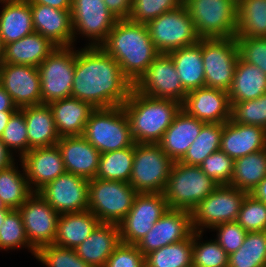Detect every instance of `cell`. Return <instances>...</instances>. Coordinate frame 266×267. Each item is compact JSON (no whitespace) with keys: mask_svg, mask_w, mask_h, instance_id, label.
I'll list each match as a JSON object with an SVG mask.
<instances>
[{"mask_svg":"<svg viewBox=\"0 0 266 267\" xmlns=\"http://www.w3.org/2000/svg\"><path fill=\"white\" fill-rule=\"evenodd\" d=\"M132 88L119 64L100 46L76 50L72 97L95 109L111 108L122 106Z\"/></svg>","mask_w":266,"mask_h":267,"instance_id":"6da1fadb","label":"cell"},{"mask_svg":"<svg viewBox=\"0 0 266 267\" xmlns=\"http://www.w3.org/2000/svg\"><path fill=\"white\" fill-rule=\"evenodd\" d=\"M100 47L119 64L123 75L134 85L160 54L146 24L117 20Z\"/></svg>","mask_w":266,"mask_h":267,"instance_id":"7a4b0ae2","label":"cell"},{"mask_svg":"<svg viewBox=\"0 0 266 267\" xmlns=\"http://www.w3.org/2000/svg\"><path fill=\"white\" fill-rule=\"evenodd\" d=\"M122 107L134 142L158 144L182 109V103L143 95L132 88Z\"/></svg>","mask_w":266,"mask_h":267,"instance_id":"3957f363","label":"cell"},{"mask_svg":"<svg viewBox=\"0 0 266 267\" xmlns=\"http://www.w3.org/2000/svg\"><path fill=\"white\" fill-rule=\"evenodd\" d=\"M219 185L200 166L174 162L163 195L169 209L192 211Z\"/></svg>","mask_w":266,"mask_h":267,"instance_id":"277c9868","label":"cell"},{"mask_svg":"<svg viewBox=\"0 0 266 267\" xmlns=\"http://www.w3.org/2000/svg\"><path fill=\"white\" fill-rule=\"evenodd\" d=\"M82 135L101 154L131 147L135 143L122 106L95 109Z\"/></svg>","mask_w":266,"mask_h":267,"instance_id":"5b68a950","label":"cell"},{"mask_svg":"<svg viewBox=\"0 0 266 267\" xmlns=\"http://www.w3.org/2000/svg\"><path fill=\"white\" fill-rule=\"evenodd\" d=\"M200 38H230L237 32V0H183Z\"/></svg>","mask_w":266,"mask_h":267,"instance_id":"8992f818","label":"cell"},{"mask_svg":"<svg viewBox=\"0 0 266 267\" xmlns=\"http://www.w3.org/2000/svg\"><path fill=\"white\" fill-rule=\"evenodd\" d=\"M137 194L129 183L93 178L89 180L88 209L101 223L119 224Z\"/></svg>","mask_w":266,"mask_h":267,"instance_id":"52a82bcc","label":"cell"},{"mask_svg":"<svg viewBox=\"0 0 266 267\" xmlns=\"http://www.w3.org/2000/svg\"><path fill=\"white\" fill-rule=\"evenodd\" d=\"M173 163L159 144L134 143L129 184L138 193H163Z\"/></svg>","mask_w":266,"mask_h":267,"instance_id":"ba28073f","label":"cell"},{"mask_svg":"<svg viewBox=\"0 0 266 267\" xmlns=\"http://www.w3.org/2000/svg\"><path fill=\"white\" fill-rule=\"evenodd\" d=\"M205 87L228 92L239 59L235 37L201 38Z\"/></svg>","mask_w":266,"mask_h":267,"instance_id":"9c48e42d","label":"cell"},{"mask_svg":"<svg viewBox=\"0 0 266 267\" xmlns=\"http://www.w3.org/2000/svg\"><path fill=\"white\" fill-rule=\"evenodd\" d=\"M75 46L57 47L39 66L41 104L72 97Z\"/></svg>","mask_w":266,"mask_h":267,"instance_id":"30bf717a","label":"cell"},{"mask_svg":"<svg viewBox=\"0 0 266 267\" xmlns=\"http://www.w3.org/2000/svg\"><path fill=\"white\" fill-rule=\"evenodd\" d=\"M247 194L230 185H219L191 211L193 230L204 232L218 224L236 221Z\"/></svg>","mask_w":266,"mask_h":267,"instance_id":"8fae6325","label":"cell"},{"mask_svg":"<svg viewBox=\"0 0 266 267\" xmlns=\"http://www.w3.org/2000/svg\"><path fill=\"white\" fill-rule=\"evenodd\" d=\"M146 25L150 38L160 53L193 45L200 39L184 5L158 16Z\"/></svg>","mask_w":266,"mask_h":267,"instance_id":"7c38bea8","label":"cell"},{"mask_svg":"<svg viewBox=\"0 0 266 267\" xmlns=\"http://www.w3.org/2000/svg\"><path fill=\"white\" fill-rule=\"evenodd\" d=\"M71 17L74 46L80 35L87 38L88 47L100 46L118 20L103 0H72Z\"/></svg>","mask_w":266,"mask_h":267,"instance_id":"4fadbf2b","label":"cell"},{"mask_svg":"<svg viewBox=\"0 0 266 267\" xmlns=\"http://www.w3.org/2000/svg\"><path fill=\"white\" fill-rule=\"evenodd\" d=\"M167 209L163 193H138L130 211L118 224L121 242L136 245Z\"/></svg>","mask_w":266,"mask_h":267,"instance_id":"5bb4252c","label":"cell"},{"mask_svg":"<svg viewBox=\"0 0 266 267\" xmlns=\"http://www.w3.org/2000/svg\"><path fill=\"white\" fill-rule=\"evenodd\" d=\"M133 88L143 95L171 99L180 103H183L188 93L183 88L174 62L168 53H160Z\"/></svg>","mask_w":266,"mask_h":267,"instance_id":"9a60e30c","label":"cell"},{"mask_svg":"<svg viewBox=\"0 0 266 267\" xmlns=\"http://www.w3.org/2000/svg\"><path fill=\"white\" fill-rule=\"evenodd\" d=\"M60 215L88 210L89 180L65 172L38 191Z\"/></svg>","mask_w":266,"mask_h":267,"instance_id":"2e32d148","label":"cell"},{"mask_svg":"<svg viewBox=\"0 0 266 267\" xmlns=\"http://www.w3.org/2000/svg\"><path fill=\"white\" fill-rule=\"evenodd\" d=\"M29 243L38 250L54 244L59 214L38 192H34L19 208Z\"/></svg>","mask_w":266,"mask_h":267,"instance_id":"e0dca14e","label":"cell"},{"mask_svg":"<svg viewBox=\"0 0 266 267\" xmlns=\"http://www.w3.org/2000/svg\"><path fill=\"white\" fill-rule=\"evenodd\" d=\"M0 85L18 109L41 104L38 67L3 63L0 65Z\"/></svg>","mask_w":266,"mask_h":267,"instance_id":"ac0fdd59","label":"cell"},{"mask_svg":"<svg viewBox=\"0 0 266 267\" xmlns=\"http://www.w3.org/2000/svg\"><path fill=\"white\" fill-rule=\"evenodd\" d=\"M193 231L190 211L168 208L136 246L145 256L166 245L187 239Z\"/></svg>","mask_w":266,"mask_h":267,"instance_id":"d6986e66","label":"cell"},{"mask_svg":"<svg viewBox=\"0 0 266 267\" xmlns=\"http://www.w3.org/2000/svg\"><path fill=\"white\" fill-rule=\"evenodd\" d=\"M231 108L228 92L207 87L189 91L182 103L188 115L206 124L229 121Z\"/></svg>","mask_w":266,"mask_h":267,"instance_id":"ffe728a7","label":"cell"},{"mask_svg":"<svg viewBox=\"0 0 266 267\" xmlns=\"http://www.w3.org/2000/svg\"><path fill=\"white\" fill-rule=\"evenodd\" d=\"M20 160L33 192H38L66 172L62 154L57 145L32 148Z\"/></svg>","mask_w":266,"mask_h":267,"instance_id":"44dd1931","label":"cell"},{"mask_svg":"<svg viewBox=\"0 0 266 267\" xmlns=\"http://www.w3.org/2000/svg\"><path fill=\"white\" fill-rule=\"evenodd\" d=\"M35 32L47 37L57 47L74 46L71 10L30 3Z\"/></svg>","mask_w":266,"mask_h":267,"instance_id":"7402d4cb","label":"cell"},{"mask_svg":"<svg viewBox=\"0 0 266 267\" xmlns=\"http://www.w3.org/2000/svg\"><path fill=\"white\" fill-rule=\"evenodd\" d=\"M57 146L66 172L88 180L96 177L101 153L83 135L61 137Z\"/></svg>","mask_w":266,"mask_h":267,"instance_id":"603a6c76","label":"cell"},{"mask_svg":"<svg viewBox=\"0 0 266 267\" xmlns=\"http://www.w3.org/2000/svg\"><path fill=\"white\" fill-rule=\"evenodd\" d=\"M266 149V129L238 124L232 119L223 123L220 150L233 160Z\"/></svg>","mask_w":266,"mask_h":267,"instance_id":"cb8c5ba5","label":"cell"},{"mask_svg":"<svg viewBox=\"0 0 266 267\" xmlns=\"http://www.w3.org/2000/svg\"><path fill=\"white\" fill-rule=\"evenodd\" d=\"M205 124L181 109L171 125L164 132L158 144L167 156L174 162H178L184 157L188 148L198 137L201 128Z\"/></svg>","mask_w":266,"mask_h":267,"instance_id":"d4e9b609","label":"cell"},{"mask_svg":"<svg viewBox=\"0 0 266 267\" xmlns=\"http://www.w3.org/2000/svg\"><path fill=\"white\" fill-rule=\"evenodd\" d=\"M120 243L119 225L100 223L88 238L75 248V251L85 263L92 267H104Z\"/></svg>","mask_w":266,"mask_h":267,"instance_id":"484cf974","label":"cell"},{"mask_svg":"<svg viewBox=\"0 0 266 267\" xmlns=\"http://www.w3.org/2000/svg\"><path fill=\"white\" fill-rule=\"evenodd\" d=\"M59 137L79 136L95 108L88 102L74 97L58 99L48 103Z\"/></svg>","mask_w":266,"mask_h":267,"instance_id":"4316f807","label":"cell"},{"mask_svg":"<svg viewBox=\"0 0 266 267\" xmlns=\"http://www.w3.org/2000/svg\"><path fill=\"white\" fill-rule=\"evenodd\" d=\"M56 48L47 37L33 32L5 45L3 63L38 67Z\"/></svg>","mask_w":266,"mask_h":267,"instance_id":"83f0119b","label":"cell"},{"mask_svg":"<svg viewBox=\"0 0 266 267\" xmlns=\"http://www.w3.org/2000/svg\"><path fill=\"white\" fill-rule=\"evenodd\" d=\"M24 113L28 135V152L32 148L57 145L58 131L48 104L28 106L20 109Z\"/></svg>","mask_w":266,"mask_h":267,"instance_id":"f1b7e54d","label":"cell"},{"mask_svg":"<svg viewBox=\"0 0 266 267\" xmlns=\"http://www.w3.org/2000/svg\"><path fill=\"white\" fill-rule=\"evenodd\" d=\"M0 36L6 45L35 32L31 5L26 0L1 2Z\"/></svg>","mask_w":266,"mask_h":267,"instance_id":"f546056e","label":"cell"},{"mask_svg":"<svg viewBox=\"0 0 266 267\" xmlns=\"http://www.w3.org/2000/svg\"><path fill=\"white\" fill-rule=\"evenodd\" d=\"M101 222L88 209L81 212L60 214L54 244L75 249L95 230Z\"/></svg>","mask_w":266,"mask_h":267,"instance_id":"4dcf8cb0","label":"cell"},{"mask_svg":"<svg viewBox=\"0 0 266 267\" xmlns=\"http://www.w3.org/2000/svg\"><path fill=\"white\" fill-rule=\"evenodd\" d=\"M266 93V74L255 65L237 61L232 85L228 91L231 107L238 102L259 98Z\"/></svg>","mask_w":266,"mask_h":267,"instance_id":"1f68e13d","label":"cell"},{"mask_svg":"<svg viewBox=\"0 0 266 267\" xmlns=\"http://www.w3.org/2000/svg\"><path fill=\"white\" fill-rule=\"evenodd\" d=\"M168 54L171 56L183 88L187 92L205 87L201 38L193 45L172 50Z\"/></svg>","mask_w":266,"mask_h":267,"instance_id":"d6a6232c","label":"cell"},{"mask_svg":"<svg viewBox=\"0 0 266 267\" xmlns=\"http://www.w3.org/2000/svg\"><path fill=\"white\" fill-rule=\"evenodd\" d=\"M266 176V149L234 160L230 186L248 194Z\"/></svg>","mask_w":266,"mask_h":267,"instance_id":"836d02e7","label":"cell"},{"mask_svg":"<svg viewBox=\"0 0 266 267\" xmlns=\"http://www.w3.org/2000/svg\"><path fill=\"white\" fill-rule=\"evenodd\" d=\"M19 161L22 171L18 167ZM18 162L0 170V199L11 209H18L34 193L21 160Z\"/></svg>","mask_w":266,"mask_h":267,"instance_id":"e575fe53","label":"cell"},{"mask_svg":"<svg viewBox=\"0 0 266 267\" xmlns=\"http://www.w3.org/2000/svg\"><path fill=\"white\" fill-rule=\"evenodd\" d=\"M236 37H266V0H237Z\"/></svg>","mask_w":266,"mask_h":267,"instance_id":"d590c367","label":"cell"},{"mask_svg":"<svg viewBox=\"0 0 266 267\" xmlns=\"http://www.w3.org/2000/svg\"><path fill=\"white\" fill-rule=\"evenodd\" d=\"M134 160V144L131 147L102 153L95 178L129 183Z\"/></svg>","mask_w":266,"mask_h":267,"instance_id":"8d00e7d4","label":"cell"},{"mask_svg":"<svg viewBox=\"0 0 266 267\" xmlns=\"http://www.w3.org/2000/svg\"><path fill=\"white\" fill-rule=\"evenodd\" d=\"M228 267H266V231L248 232L243 244L228 256Z\"/></svg>","mask_w":266,"mask_h":267,"instance_id":"74e56055","label":"cell"},{"mask_svg":"<svg viewBox=\"0 0 266 267\" xmlns=\"http://www.w3.org/2000/svg\"><path fill=\"white\" fill-rule=\"evenodd\" d=\"M222 132L223 123L205 124L179 162L191 166H200L206 157L220 150Z\"/></svg>","mask_w":266,"mask_h":267,"instance_id":"f35d334b","label":"cell"},{"mask_svg":"<svg viewBox=\"0 0 266 267\" xmlns=\"http://www.w3.org/2000/svg\"><path fill=\"white\" fill-rule=\"evenodd\" d=\"M145 267H192V234L146 254Z\"/></svg>","mask_w":266,"mask_h":267,"instance_id":"ab89813d","label":"cell"},{"mask_svg":"<svg viewBox=\"0 0 266 267\" xmlns=\"http://www.w3.org/2000/svg\"><path fill=\"white\" fill-rule=\"evenodd\" d=\"M22 248H26L32 256H36L37 250L29 243L20 211L11 209L0 227V250H22Z\"/></svg>","mask_w":266,"mask_h":267,"instance_id":"60d3db41","label":"cell"},{"mask_svg":"<svg viewBox=\"0 0 266 267\" xmlns=\"http://www.w3.org/2000/svg\"><path fill=\"white\" fill-rule=\"evenodd\" d=\"M203 233H192V267H228L229 255L215 239L202 241Z\"/></svg>","mask_w":266,"mask_h":267,"instance_id":"b9f144b4","label":"cell"},{"mask_svg":"<svg viewBox=\"0 0 266 267\" xmlns=\"http://www.w3.org/2000/svg\"><path fill=\"white\" fill-rule=\"evenodd\" d=\"M1 141L13 154L21 159L28 152V135L24 113L17 109L4 129Z\"/></svg>","mask_w":266,"mask_h":267,"instance_id":"7bdbcfd3","label":"cell"},{"mask_svg":"<svg viewBox=\"0 0 266 267\" xmlns=\"http://www.w3.org/2000/svg\"><path fill=\"white\" fill-rule=\"evenodd\" d=\"M183 0H132V9L128 20L147 24L158 16L176 10Z\"/></svg>","mask_w":266,"mask_h":267,"instance_id":"ee69618b","label":"cell"},{"mask_svg":"<svg viewBox=\"0 0 266 267\" xmlns=\"http://www.w3.org/2000/svg\"><path fill=\"white\" fill-rule=\"evenodd\" d=\"M231 119L238 124L266 129V93L253 100L235 103L231 108Z\"/></svg>","mask_w":266,"mask_h":267,"instance_id":"f6af8a7d","label":"cell"},{"mask_svg":"<svg viewBox=\"0 0 266 267\" xmlns=\"http://www.w3.org/2000/svg\"><path fill=\"white\" fill-rule=\"evenodd\" d=\"M35 258L46 267H92L77 255L75 249L55 244L40 247Z\"/></svg>","mask_w":266,"mask_h":267,"instance_id":"bcb514c9","label":"cell"},{"mask_svg":"<svg viewBox=\"0 0 266 267\" xmlns=\"http://www.w3.org/2000/svg\"><path fill=\"white\" fill-rule=\"evenodd\" d=\"M236 222L247 232L266 231V204L247 194Z\"/></svg>","mask_w":266,"mask_h":267,"instance_id":"7dc6e473","label":"cell"},{"mask_svg":"<svg viewBox=\"0 0 266 267\" xmlns=\"http://www.w3.org/2000/svg\"><path fill=\"white\" fill-rule=\"evenodd\" d=\"M234 160L219 150L204 159L200 168L218 185H229L233 174Z\"/></svg>","mask_w":266,"mask_h":267,"instance_id":"c3c4849f","label":"cell"},{"mask_svg":"<svg viewBox=\"0 0 266 267\" xmlns=\"http://www.w3.org/2000/svg\"><path fill=\"white\" fill-rule=\"evenodd\" d=\"M239 57L266 74V37H235Z\"/></svg>","mask_w":266,"mask_h":267,"instance_id":"681fc988","label":"cell"},{"mask_svg":"<svg viewBox=\"0 0 266 267\" xmlns=\"http://www.w3.org/2000/svg\"><path fill=\"white\" fill-rule=\"evenodd\" d=\"M211 231L216 232L215 240L228 255L238 250L248 233L236 221L218 224Z\"/></svg>","mask_w":266,"mask_h":267,"instance_id":"f907efd6","label":"cell"},{"mask_svg":"<svg viewBox=\"0 0 266 267\" xmlns=\"http://www.w3.org/2000/svg\"><path fill=\"white\" fill-rule=\"evenodd\" d=\"M104 267H145V256L136 245L121 242Z\"/></svg>","mask_w":266,"mask_h":267,"instance_id":"816d5d0a","label":"cell"},{"mask_svg":"<svg viewBox=\"0 0 266 267\" xmlns=\"http://www.w3.org/2000/svg\"><path fill=\"white\" fill-rule=\"evenodd\" d=\"M108 10L118 19H128L132 9V0H103Z\"/></svg>","mask_w":266,"mask_h":267,"instance_id":"f5cc1de1","label":"cell"},{"mask_svg":"<svg viewBox=\"0 0 266 267\" xmlns=\"http://www.w3.org/2000/svg\"><path fill=\"white\" fill-rule=\"evenodd\" d=\"M29 3L47 5L60 10H71L72 0H26Z\"/></svg>","mask_w":266,"mask_h":267,"instance_id":"db71d44e","label":"cell"},{"mask_svg":"<svg viewBox=\"0 0 266 267\" xmlns=\"http://www.w3.org/2000/svg\"><path fill=\"white\" fill-rule=\"evenodd\" d=\"M15 161L17 162L15 156L8 150L0 138V170L10 166Z\"/></svg>","mask_w":266,"mask_h":267,"instance_id":"11a10c76","label":"cell"},{"mask_svg":"<svg viewBox=\"0 0 266 267\" xmlns=\"http://www.w3.org/2000/svg\"><path fill=\"white\" fill-rule=\"evenodd\" d=\"M18 108L14 105L10 95L0 85V112L16 111Z\"/></svg>","mask_w":266,"mask_h":267,"instance_id":"9f6ffc18","label":"cell"},{"mask_svg":"<svg viewBox=\"0 0 266 267\" xmlns=\"http://www.w3.org/2000/svg\"><path fill=\"white\" fill-rule=\"evenodd\" d=\"M254 198L266 204V176L250 193Z\"/></svg>","mask_w":266,"mask_h":267,"instance_id":"6f0895ef","label":"cell"},{"mask_svg":"<svg viewBox=\"0 0 266 267\" xmlns=\"http://www.w3.org/2000/svg\"><path fill=\"white\" fill-rule=\"evenodd\" d=\"M14 112L15 111L0 112V138L2 137L4 129L6 128L8 121Z\"/></svg>","mask_w":266,"mask_h":267,"instance_id":"680465c9","label":"cell"},{"mask_svg":"<svg viewBox=\"0 0 266 267\" xmlns=\"http://www.w3.org/2000/svg\"><path fill=\"white\" fill-rule=\"evenodd\" d=\"M4 49L5 45L3 44L2 38L0 36V65H2L4 61Z\"/></svg>","mask_w":266,"mask_h":267,"instance_id":"91938a15","label":"cell"},{"mask_svg":"<svg viewBox=\"0 0 266 267\" xmlns=\"http://www.w3.org/2000/svg\"><path fill=\"white\" fill-rule=\"evenodd\" d=\"M11 209H4V210H0V227L2 225V223L5 220V217L7 215V213L10 211Z\"/></svg>","mask_w":266,"mask_h":267,"instance_id":"94428289","label":"cell"},{"mask_svg":"<svg viewBox=\"0 0 266 267\" xmlns=\"http://www.w3.org/2000/svg\"><path fill=\"white\" fill-rule=\"evenodd\" d=\"M4 209H11L9 207H7L4 202L0 199V210H4Z\"/></svg>","mask_w":266,"mask_h":267,"instance_id":"6125c7cd","label":"cell"}]
</instances>
